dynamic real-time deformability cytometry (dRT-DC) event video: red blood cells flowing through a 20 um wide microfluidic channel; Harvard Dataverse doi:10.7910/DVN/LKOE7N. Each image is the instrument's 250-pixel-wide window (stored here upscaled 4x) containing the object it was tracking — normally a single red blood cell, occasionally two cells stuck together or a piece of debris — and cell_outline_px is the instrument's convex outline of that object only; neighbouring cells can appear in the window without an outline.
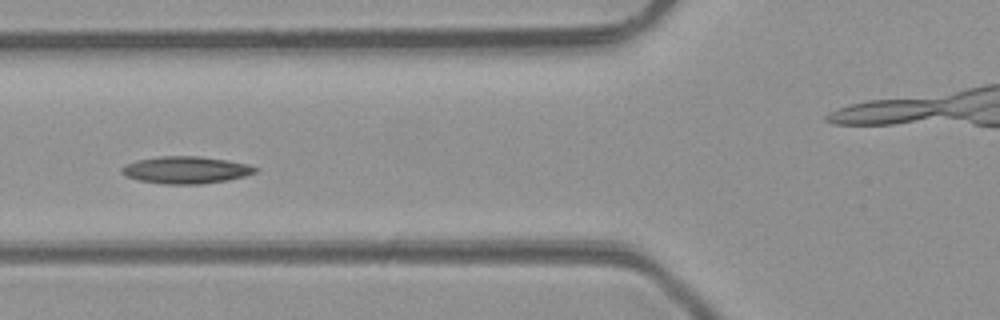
{"species": "common noctule bat (a hibernating species)", "species_latin": "Nyctalus noctula", "temperature_condition": "room temperature", "stored_images_in_passage": 5, "segment_of_instrument_passage": [1, 2], "camera_frame_rate_fps": 3000, "um_per_image_px": 0.085, "animal": {"sex": "male", "body_mass_g": 23.1, "forearm_length_mm": 52.7}, "frame": {"image": 1, "passage_image": 4, "time_ms": 3.333, "image_size_px": [1000, 320], "cell_outline_px": [[260, 168], [256, 172], [244, 176], [228, 180], [200, 184], [164, 184], [136, 180], [124, 176], [120, 172], [120, 168], [124, 164], [136, 160], [160, 156], [200, 156], [228, 160], [248, 164]], "centroid_in_image_um": [15.76, 14.44], "position_along_channel_um": 110.0, "area_um2": 21.44}}